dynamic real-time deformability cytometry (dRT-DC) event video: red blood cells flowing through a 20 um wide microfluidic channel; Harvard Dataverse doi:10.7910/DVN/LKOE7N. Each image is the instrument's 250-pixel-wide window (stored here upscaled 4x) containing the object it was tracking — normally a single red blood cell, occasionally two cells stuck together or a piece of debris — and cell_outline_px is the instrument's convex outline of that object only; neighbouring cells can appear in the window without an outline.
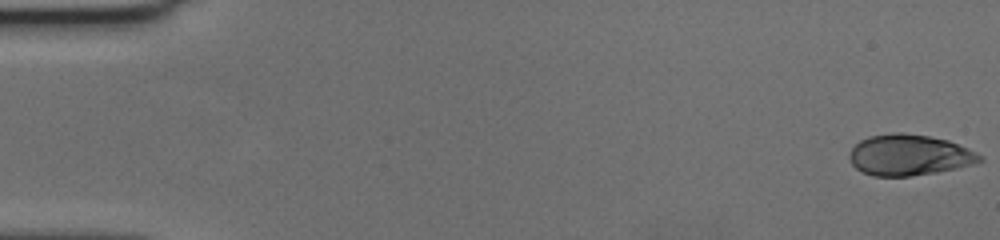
{"species": "human", "species_latin": "Homo sapiens", "temperature_condition": "cold", "stored_images_in_passage": 57, "camera_frame_rate_fps": 3000, "um_per_image_px": 0.085, "donor": {"sex": "female"}, "frame": {"image": 1, "passage_image": 1, "time_ms": 0.0, "image_size_px": [1000, 240], "cell_outline_px": [[984, 160], [972, 164], [956, 168], [936, 172], [912, 176], [872, 176], [856, 168], [852, 164], [848, 156], [852, 148], [860, 140], [868, 136], [892, 132], [904, 132], [928, 136], [948, 140], [968, 148], [976, 152]], "centroid_in_image_um": [77.26, 13.17], "position_along_channel_um": 7.7, "area_um2": 31.1}}
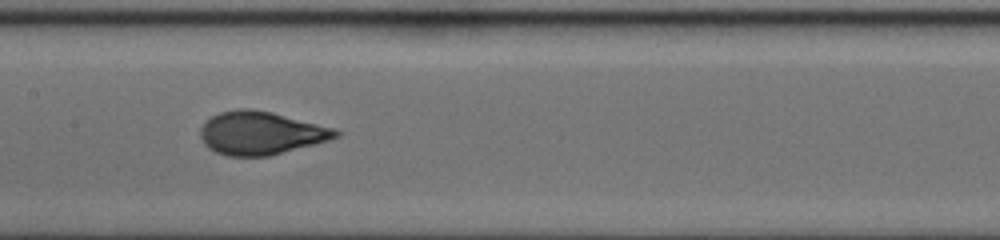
{"frame": {"image": 2, "passage_image": 29, "time_ms": 9.333, "image_size_px": [1000, 240], "cell_outline_px": [[340, 136], [328, 140], [268, 156], [228, 156], [216, 152], [208, 148], [204, 144], [200, 136], [200, 128], [212, 116], [220, 112], [236, 108], [252, 108], [272, 112], [336, 128], [340, 132]], "centroid_in_image_um": [22.16, 11.3], "position_along_channel_um": 185.2, "area_um2": 33.99}}
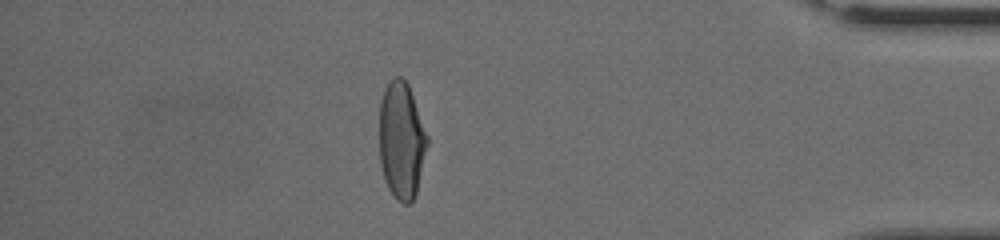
{"frame": {"image": 3, "passage_image": 50, "time_ms": 16.333, "image_size_px": [1000, 240], "cell_outline_px": [[428, 144], [416, 196], [408, 204], [404, 204], [396, 200], [388, 188], [384, 180], [380, 164], [380, 100], [384, 88], [396, 76], [400, 76], [408, 84], [428, 136]], "centroid_in_image_um": [34.13, 11.98], "position_along_channel_um": 401.1, "area_um2": 32.83}, "authors_computed_cell_mechanics": {"area_um2": 33.2928, "velocity_mm_per_s": 3.6472, "shape_relaxation_time_tau1_ms": 4.3871, "shape_relaxation_time_tau2_ms": null, "deformation_change_tau1": 0.1975, "deformation_change_tau2": null}}